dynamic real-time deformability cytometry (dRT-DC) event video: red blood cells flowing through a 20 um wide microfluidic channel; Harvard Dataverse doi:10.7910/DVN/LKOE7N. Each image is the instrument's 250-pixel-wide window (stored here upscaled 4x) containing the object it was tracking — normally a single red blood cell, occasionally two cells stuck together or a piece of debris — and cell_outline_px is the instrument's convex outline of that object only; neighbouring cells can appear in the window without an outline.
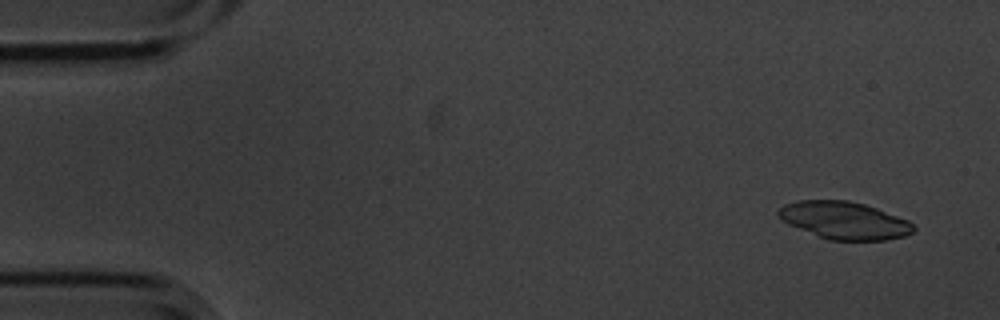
{"species": "common noctule bat (a hibernating species)", "species_latin": "Nyctalus noctula", "temperature_condition": "cold", "stored_images_in_passage": 5, "camera_frame_rate_fps": 3000, "um_per_image_px": 0.085, "animal": {"sex": "male", "body_mass_g": 20.1, "forearm_length_mm": 53.5}, "frame": {"image": 1, "passage_image": 1, "time_ms": 0.0, "image_size_px": [1000, 320], "cell_outline_px": [[916, 228], [912, 232], [904, 236], [884, 240], [828, 240], [788, 224], [780, 220], [776, 216], [776, 212], [784, 204], [796, 200], [848, 200], [864, 204], [876, 208], [908, 220]], "centroid_in_image_um": [71.71, 18.72], "position_along_channel_um": 13.3, "area_um2": 29.54}}